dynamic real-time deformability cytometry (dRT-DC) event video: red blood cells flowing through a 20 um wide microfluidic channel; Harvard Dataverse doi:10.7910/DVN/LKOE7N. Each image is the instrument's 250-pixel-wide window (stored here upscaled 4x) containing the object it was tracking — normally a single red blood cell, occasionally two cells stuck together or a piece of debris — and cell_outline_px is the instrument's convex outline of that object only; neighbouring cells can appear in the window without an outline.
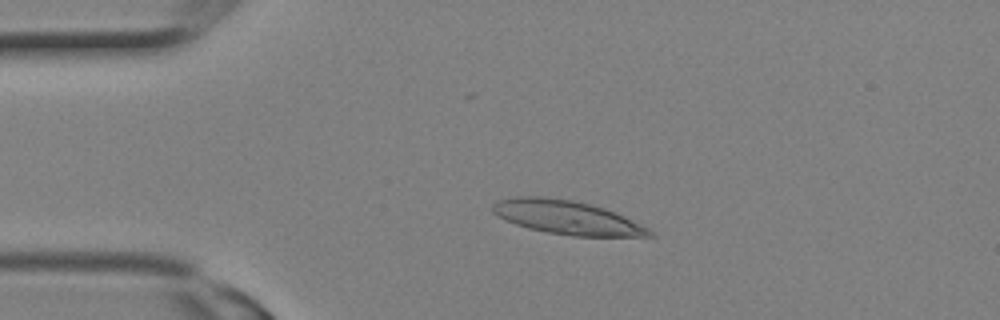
{"species": "Egyptian fruit bat (a non-hibernating species)", "species_latin": "Rousettus aegyptiacus", "temperature_condition": "room temperature", "stored_images_in_passage": 1, "camera_frame_rate_fps": 3000, "um_per_image_px": 0.085, "animal": {"sex": "female"}, "frame": {"image": 1, "passage_image": 1, "time_ms": 0.0, "image_size_px": [1000, 320], "cell_outline_px": [[656, 236], [572, 236], [548, 232], [528, 228], [516, 224], [492, 212], [492, 204], [496, 200], [512, 196], [544, 196], [572, 200], [604, 208], [624, 216], [648, 228]], "centroid_in_image_um": [48.15, 18.47], "position_along_channel_um": 36.8, "area_um2": 30.63}}